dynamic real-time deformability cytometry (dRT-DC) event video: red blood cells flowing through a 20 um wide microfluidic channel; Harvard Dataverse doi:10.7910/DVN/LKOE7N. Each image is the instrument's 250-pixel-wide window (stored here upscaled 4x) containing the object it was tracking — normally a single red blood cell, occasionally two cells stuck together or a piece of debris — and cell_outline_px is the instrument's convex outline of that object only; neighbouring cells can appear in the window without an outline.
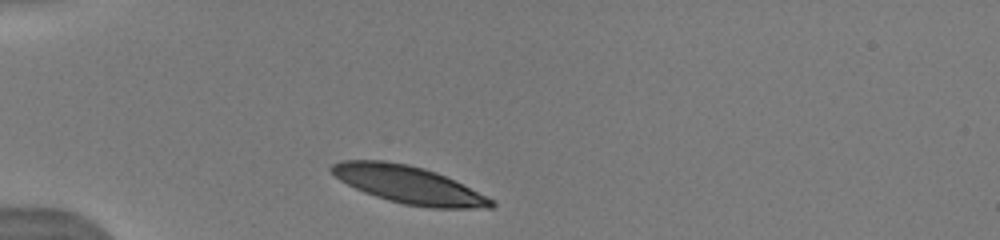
{"species": "human", "species_latin": "Homo sapiens", "temperature_condition": "warm", "stored_images_in_passage": 5, "camera_frame_rate_fps": 3000, "um_per_image_px": 0.085, "donor": {"sex": "male"}, "frame": {"image": 1, "passage_image": 1, "time_ms": 0.0, "image_size_px": [1000, 240], "cell_outline_px": [[496, 204], [492, 208], [432, 208], [404, 204], [388, 200], [364, 192], [340, 180], [328, 168], [332, 164], [340, 160], [384, 160], [408, 164], [424, 168], [436, 172], [492, 200]], "centroid_in_image_um": [34.67, 15.69], "position_along_channel_um": 50.3, "area_um2": 34.33}}